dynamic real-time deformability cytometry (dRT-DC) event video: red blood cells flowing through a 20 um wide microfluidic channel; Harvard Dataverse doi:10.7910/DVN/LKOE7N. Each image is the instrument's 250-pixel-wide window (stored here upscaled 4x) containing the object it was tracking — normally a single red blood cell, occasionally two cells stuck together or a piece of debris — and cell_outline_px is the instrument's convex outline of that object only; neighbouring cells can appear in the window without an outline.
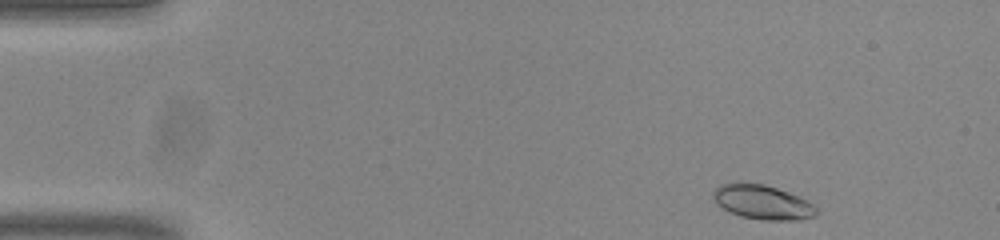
{"species": "common noctule bat (a hibernating species)", "species_latin": "Nyctalus noctula", "temperature_condition": "room temperature", "stored_images_in_passage": 49, "camera_frame_rate_fps": 3000, "um_per_image_px": 0.085, "animal": {"sex": "male", "body_mass_g": 20.0, "forearm_length_mm": 53.3}, "frame": {"image": 1, "passage_image": 1, "time_ms": 0.0, "image_size_px": [1000, 240], "cell_outline_px": [[820, 212], [816, 216], [800, 220], [760, 220], [740, 216], [716, 204], [712, 196], [712, 192], [720, 184], [736, 180], [740, 180], [764, 184], [788, 192], [808, 200]], "centroid_in_image_um": [64.79, 17.16], "position_along_channel_um": 20.2, "area_um2": 21.21}}
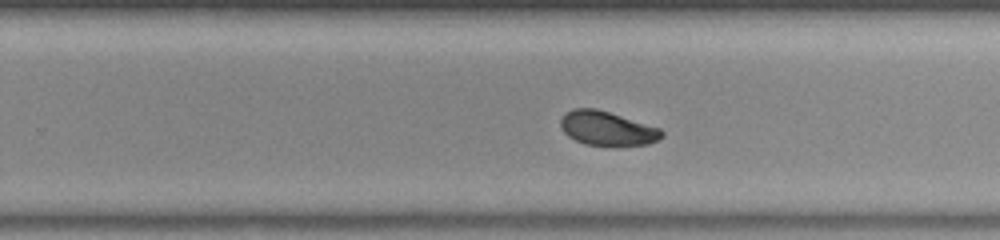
{"frame": {"image": 2, "passage_image": 29, "time_ms": 9.333, "image_size_px": [1000, 240], "cell_outline_px": [[664, 136], [660, 140], [648, 144], [616, 148], [584, 144], [568, 136], [560, 128], [560, 120], [564, 112], [572, 108], [596, 108], [660, 128], [664, 132]], "centroid_in_image_um": [51.62, 10.95], "position_along_channel_um": 278.2, "area_um2": 20.87}}
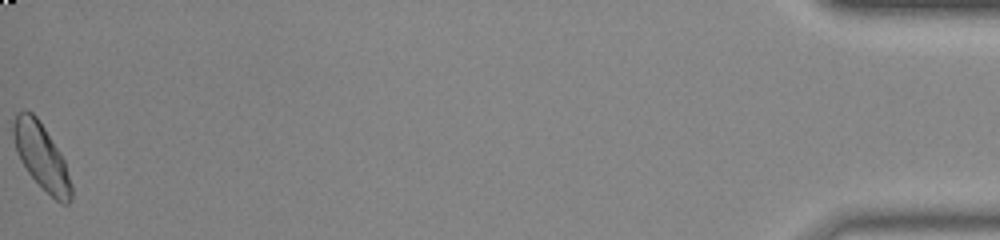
{"frame": {"image": 3, "passage_image": 49, "time_ms": 16.0, "image_size_px": [1000, 240], "cell_outline_px": [[72, 200], [68, 204], [60, 204], [28, 172], [20, 160], [16, 152], [12, 132], [12, 124], [16, 112], [24, 108], [32, 112], [36, 116], [60, 152], [64, 160], [72, 184]], "centroid_in_image_um": [3.51, 13.27], "position_along_channel_um": 431.7, "area_um2": 22.2}, "authors_computed_cell_mechanics": {"area_um2": 20.8658, "velocity_mm_per_s": 3.7877, "shape_relaxation_time_tau1_ms": 5.3766, "shape_relaxation_time_tau2_ms": 1.8254, "deformation_change_tau1": 0.126, "deformation_change_tau2": 0.056}}